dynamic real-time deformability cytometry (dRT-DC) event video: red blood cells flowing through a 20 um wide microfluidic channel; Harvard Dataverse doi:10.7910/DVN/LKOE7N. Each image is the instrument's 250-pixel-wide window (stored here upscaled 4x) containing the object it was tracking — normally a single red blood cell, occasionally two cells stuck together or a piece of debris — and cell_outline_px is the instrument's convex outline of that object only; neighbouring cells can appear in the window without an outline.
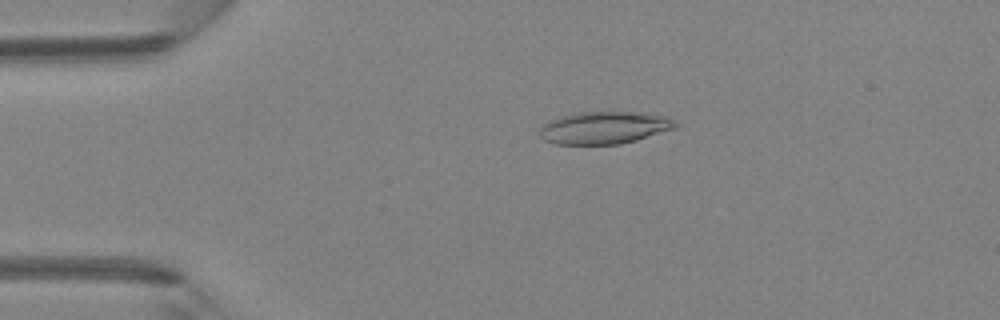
{"species": "Egyptian fruit bat (a non-hibernating species)", "species_latin": "Rousettus aegyptiacus", "temperature_condition": "room temperature", "stored_images_in_passage": 3, "camera_frame_rate_fps": 3000, "um_per_image_px": 0.085, "animal": {"sex": "female"}, "frame": {"image": 1, "passage_image": 3, "time_ms": 0.667, "image_size_px": [1000, 320], "cell_outline_px": [[676, 128], [636, 140], [620, 144], [556, 144], [544, 140], [540, 136], [540, 128], [544, 124], [560, 116], [576, 112], [636, 112], [668, 116], [676, 120]], "centroid_in_image_um": [51.38, 10.85], "position_along_channel_um": 33.6, "area_um2": 25.61}}